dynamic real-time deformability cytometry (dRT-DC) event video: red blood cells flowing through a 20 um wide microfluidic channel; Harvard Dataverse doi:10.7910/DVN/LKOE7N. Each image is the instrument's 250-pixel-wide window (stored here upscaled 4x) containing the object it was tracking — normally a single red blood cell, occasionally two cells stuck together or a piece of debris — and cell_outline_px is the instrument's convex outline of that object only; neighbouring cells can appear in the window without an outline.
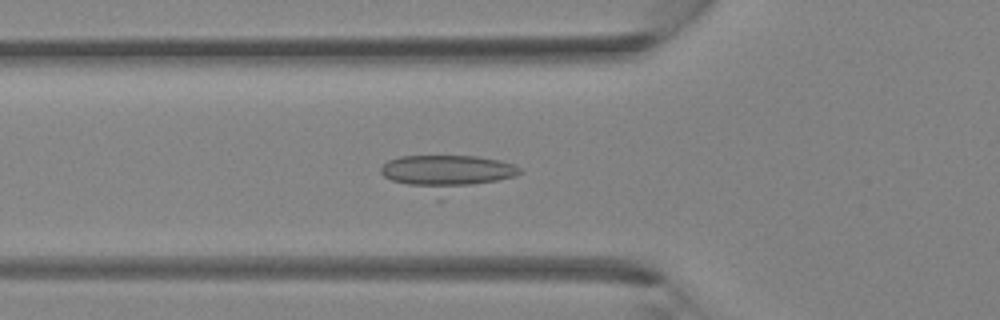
{"species": "Egyptian fruit bat (a non-hibernating species)", "species_latin": "Rousettus aegyptiacus", "temperature_condition": "room temperature", "stored_images_in_passage": 40, "camera_frame_rate_fps": 3000, "um_per_image_px": 0.085, "animal": {"sex": "female"}, "frame": {"image": 1, "passage_image": 14, "time_ms": 4.333, "image_size_px": [1000, 320], "cell_outline_px": [[524, 172], [516, 176], [440, 200], [436, 200], [392, 180], [384, 176], [380, 172], [380, 168], [388, 160], [400, 156], [476, 156], [500, 160], [512, 164], [520, 168]], "centroid_in_image_um": [38.01, 14.76], "position_along_channel_um": 87.8, "area_um2": 30.0}}
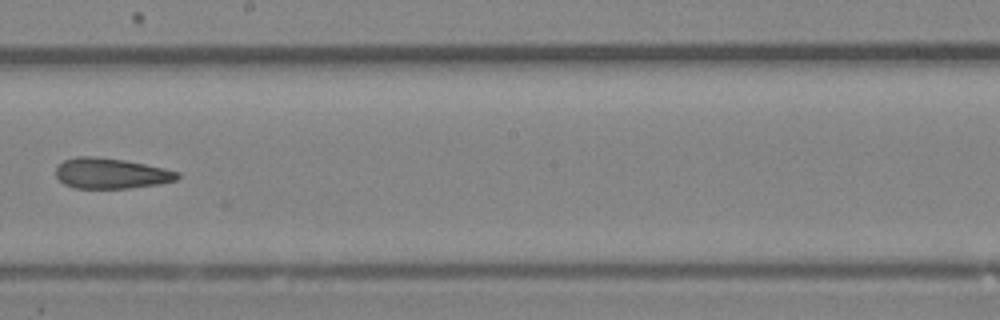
{"frame": {"image": 2, "passage_image": 23, "time_ms": 7.333, "image_size_px": [1000, 320], "cell_outline_px": [[180, 176], [176, 180], [160, 184], [128, 188], [72, 188], [64, 184], [56, 176], [56, 168], [64, 160], [76, 156], [92, 156], [124, 160], [164, 168], [180, 172]], "centroid_in_image_um": [9.43, 14.74], "position_along_channel_um": 238.8, "area_um2": 21.62}}
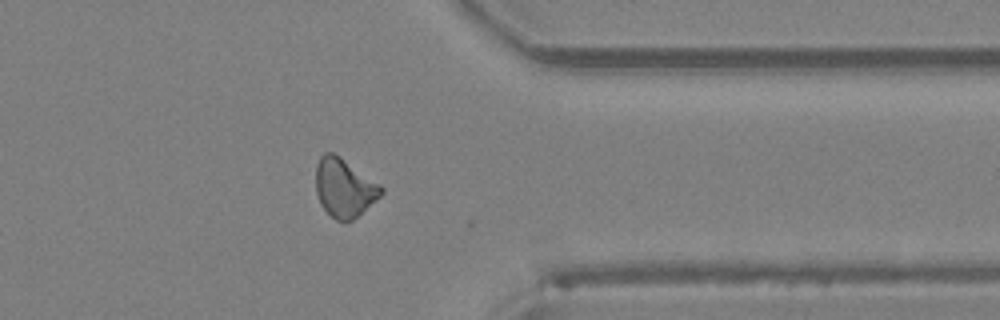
{"frame": {"image": 3, "passage_image": 32, "time_ms": 10.333, "image_size_px": [1000, 320], "cell_outline_px": [[384, 192], [376, 200], [352, 220], [344, 224], [336, 220], [320, 204], [316, 192], [316, 164], [320, 156], [324, 152], [332, 152], [340, 156], [380, 184], [384, 188]], "centroid_in_image_um": [29.25, 15.96], "position_along_channel_um": 382.1, "area_um2": 22.37}}